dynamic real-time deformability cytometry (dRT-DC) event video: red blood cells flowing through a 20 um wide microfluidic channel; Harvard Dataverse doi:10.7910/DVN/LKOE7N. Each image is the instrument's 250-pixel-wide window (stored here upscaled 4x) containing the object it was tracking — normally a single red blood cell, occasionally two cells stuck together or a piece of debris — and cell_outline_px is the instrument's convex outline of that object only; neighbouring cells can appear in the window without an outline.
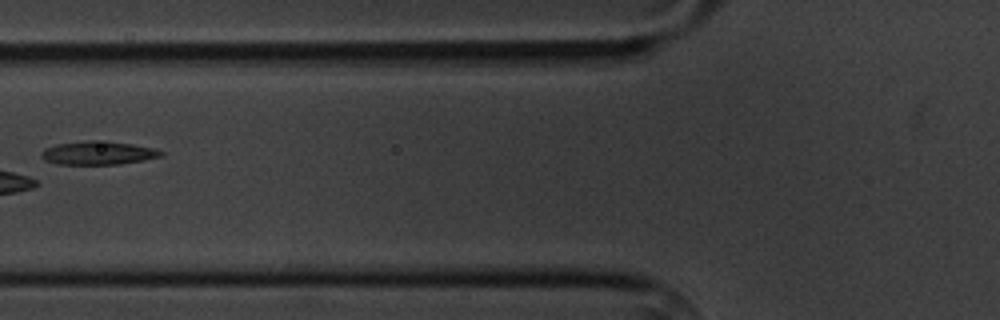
{"species": "common noctule bat (a hibernating species)", "species_latin": "Nyctalus noctula", "temperature_condition": "cold", "stored_images_in_passage": 7, "camera_frame_rate_fps": 3000, "um_per_image_px": 0.085, "animal": {"sex": "male", "body_mass_g": 20.1, "forearm_length_mm": 53.5}, "frame": {"image": 1, "passage_image": 7, "time_ms": 7.0, "image_size_px": [1000, 320], "cell_outline_px": [[164, 156], [144, 160], [120, 164], [56, 164], [44, 160], [40, 156], [40, 152], [44, 148], [56, 144], [84, 140], [108, 140], [132, 144], [152, 148], [164, 152]], "centroid_in_image_um": [8.31, 12.99], "position_along_channel_um": 117.5, "area_um2": 16.65}}